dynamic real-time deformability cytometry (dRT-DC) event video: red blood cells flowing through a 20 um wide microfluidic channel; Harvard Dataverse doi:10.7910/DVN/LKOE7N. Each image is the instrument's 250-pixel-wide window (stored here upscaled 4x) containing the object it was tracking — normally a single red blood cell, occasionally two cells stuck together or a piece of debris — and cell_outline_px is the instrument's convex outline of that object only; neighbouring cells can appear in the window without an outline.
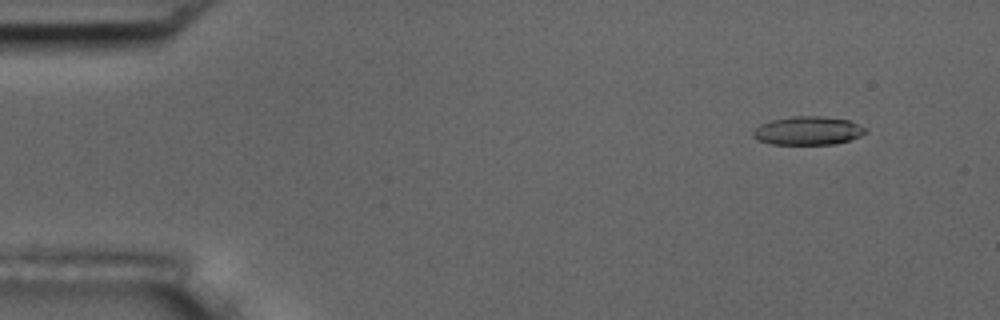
{"species": "common noctule bat (a hibernating species)", "species_latin": "Nyctalus noctula", "temperature_condition": "room temperature", "stored_images_in_passage": 5, "camera_frame_rate_fps": 3000, "um_per_image_px": 0.085, "animal": {"sex": "male", "body_mass_g": 17.5, "forearm_length_mm": 52.3}, "frame": {"image": 1, "passage_image": 1, "time_ms": 0.0, "image_size_px": [1000, 320], "cell_outline_px": [[868, 132], [860, 136], [836, 144], [772, 144], [756, 140], [752, 136], [752, 132], [760, 124], [772, 120], [792, 116], [824, 116], [848, 120], [868, 128]], "centroid_in_image_um": [68.68, 11.11], "position_along_channel_um": 16.3, "area_um2": 18.79}}
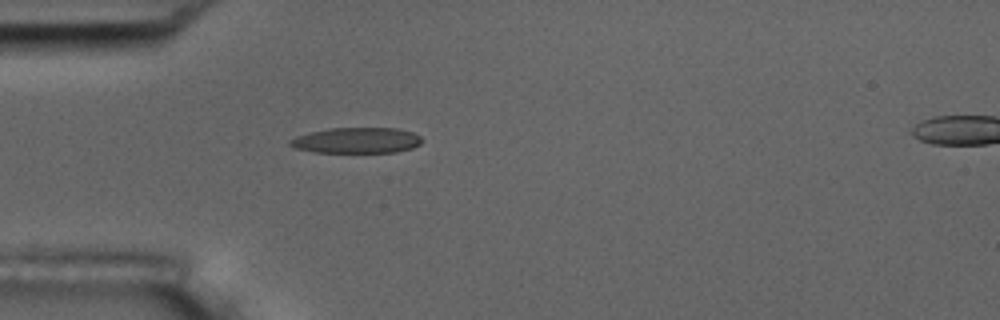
{"frame": {"image": 2, "passage_image": 4, "time_ms": 3.667, "image_size_px": [1000, 320], "cell_outline_px": [[424, 140], [420, 144], [412, 148], [396, 152], [316, 152], [296, 148], [288, 144], [288, 140], [296, 136], [328, 128], [396, 128], [412, 132], [420, 136]], "centroid_in_image_um": [30.33, 11.93], "position_along_channel_um": 54.7, "area_um2": 19.71}}